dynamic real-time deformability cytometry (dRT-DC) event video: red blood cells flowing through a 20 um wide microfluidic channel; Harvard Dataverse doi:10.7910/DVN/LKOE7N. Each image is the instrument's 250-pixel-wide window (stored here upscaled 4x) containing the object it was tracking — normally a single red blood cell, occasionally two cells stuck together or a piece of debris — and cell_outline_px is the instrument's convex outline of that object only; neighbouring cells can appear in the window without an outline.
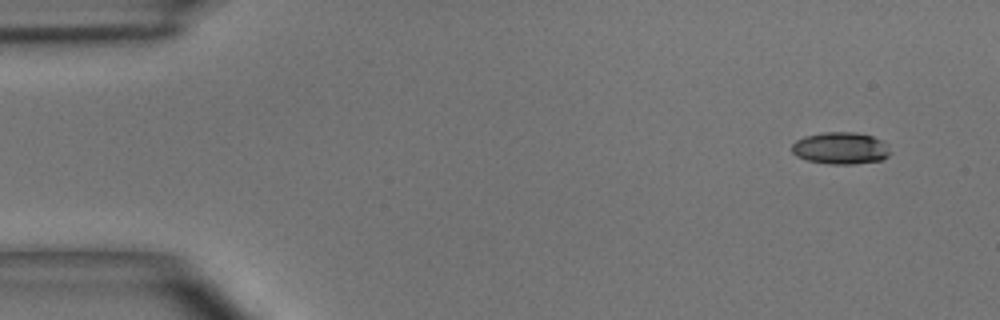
{"species": "common noctule bat (a hibernating species)", "species_latin": "Nyctalus noctula", "temperature_condition": "room temperature", "stored_images_in_passage": 4, "camera_frame_rate_fps": 3000, "um_per_image_px": 0.085, "animal": {"sex": "male", "body_mass_g": 15.6}, "frame": {"image": 1, "passage_image": 1, "time_ms": 0.0, "image_size_px": [1000, 320], "cell_outline_px": [[892, 152], [888, 156], [880, 160], [852, 164], [832, 164], [808, 160], [796, 156], [792, 152], [792, 144], [796, 140], [804, 136], [824, 132], [856, 132], [872, 136], [888, 144]], "centroid_in_image_um": [71.46, 12.59], "position_along_channel_um": 13.5, "area_um2": 18.38}}